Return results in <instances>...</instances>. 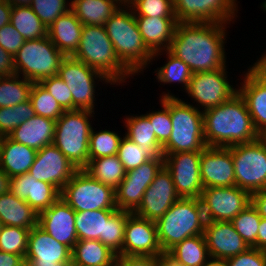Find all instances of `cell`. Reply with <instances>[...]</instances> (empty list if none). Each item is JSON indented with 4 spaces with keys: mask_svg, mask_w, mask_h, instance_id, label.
Segmentation results:
<instances>
[{
    "mask_svg": "<svg viewBox=\"0 0 266 266\" xmlns=\"http://www.w3.org/2000/svg\"><path fill=\"white\" fill-rule=\"evenodd\" d=\"M226 24L178 22L168 50L187 64L192 73L223 68Z\"/></svg>",
    "mask_w": 266,
    "mask_h": 266,
    "instance_id": "1",
    "label": "cell"
},
{
    "mask_svg": "<svg viewBox=\"0 0 266 266\" xmlns=\"http://www.w3.org/2000/svg\"><path fill=\"white\" fill-rule=\"evenodd\" d=\"M202 113L206 146L229 147L258 139L246 103L238 92Z\"/></svg>",
    "mask_w": 266,
    "mask_h": 266,
    "instance_id": "2",
    "label": "cell"
},
{
    "mask_svg": "<svg viewBox=\"0 0 266 266\" xmlns=\"http://www.w3.org/2000/svg\"><path fill=\"white\" fill-rule=\"evenodd\" d=\"M104 27L121 63L133 76L142 73L153 61V53L144 44L132 8L121 5Z\"/></svg>",
    "mask_w": 266,
    "mask_h": 266,
    "instance_id": "3",
    "label": "cell"
},
{
    "mask_svg": "<svg viewBox=\"0 0 266 266\" xmlns=\"http://www.w3.org/2000/svg\"><path fill=\"white\" fill-rule=\"evenodd\" d=\"M205 217L199 198H179L155 221L164 255L185 238L204 234Z\"/></svg>",
    "mask_w": 266,
    "mask_h": 266,
    "instance_id": "4",
    "label": "cell"
},
{
    "mask_svg": "<svg viewBox=\"0 0 266 266\" xmlns=\"http://www.w3.org/2000/svg\"><path fill=\"white\" fill-rule=\"evenodd\" d=\"M72 57L99 71L114 85L133 77L117 57L104 26L83 25L79 48Z\"/></svg>",
    "mask_w": 266,
    "mask_h": 266,
    "instance_id": "5",
    "label": "cell"
},
{
    "mask_svg": "<svg viewBox=\"0 0 266 266\" xmlns=\"http://www.w3.org/2000/svg\"><path fill=\"white\" fill-rule=\"evenodd\" d=\"M160 97H170L172 122V133L167 143L162 147L163 154L201 152L206 147V142L203 113L200 107L186 103L170 92L163 93Z\"/></svg>",
    "mask_w": 266,
    "mask_h": 266,
    "instance_id": "6",
    "label": "cell"
},
{
    "mask_svg": "<svg viewBox=\"0 0 266 266\" xmlns=\"http://www.w3.org/2000/svg\"><path fill=\"white\" fill-rule=\"evenodd\" d=\"M94 114L88 110H68L56 121L53 144L78 170L89 162L90 118Z\"/></svg>",
    "mask_w": 266,
    "mask_h": 266,
    "instance_id": "7",
    "label": "cell"
},
{
    "mask_svg": "<svg viewBox=\"0 0 266 266\" xmlns=\"http://www.w3.org/2000/svg\"><path fill=\"white\" fill-rule=\"evenodd\" d=\"M65 57L48 36L25 40L13 57L15 73L33 83H39L45 78L58 75L60 64Z\"/></svg>",
    "mask_w": 266,
    "mask_h": 266,
    "instance_id": "8",
    "label": "cell"
},
{
    "mask_svg": "<svg viewBox=\"0 0 266 266\" xmlns=\"http://www.w3.org/2000/svg\"><path fill=\"white\" fill-rule=\"evenodd\" d=\"M60 198L75 212L118 210L115 189L91 177L85 170H78L62 188Z\"/></svg>",
    "mask_w": 266,
    "mask_h": 266,
    "instance_id": "9",
    "label": "cell"
},
{
    "mask_svg": "<svg viewBox=\"0 0 266 266\" xmlns=\"http://www.w3.org/2000/svg\"><path fill=\"white\" fill-rule=\"evenodd\" d=\"M235 184L250 194L266 189V146L259 140L232 145Z\"/></svg>",
    "mask_w": 266,
    "mask_h": 266,
    "instance_id": "10",
    "label": "cell"
},
{
    "mask_svg": "<svg viewBox=\"0 0 266 266\" xmlns=\"http://www.w3.org/2000/svg\"><path fill=\"white\" fill-rule=\"evenodd\" d=\"M58 76L67 84L72 93V110L94 112L95 80H103L107 84L114 85L105 75L72 56H66L62 60Z\"/></svg>",
    "mask_w": 266,
    "mask_h": 266,
    "instance_id": "11",
    "label": "cell"
},
{
    "mask_svg": "<svg viewBox=\"0 0 266 266\" xmlns=\"http://www.w3.org/2000/svg\"><path fill=\"white\" fill-rule=\"evenodd\" d=\"M200 199L206 222H231L251 204V194L236 185L204 188Z\"/></svg>",
    "mask_w": 266,
    "mask_h": 266,
    "instance_id": "12",
    "label": "cell"
},
{
    "mask_svg": "<svg viewBox=\"0 0 266 266\" xmlns=\"http://www.w3.org/2000/svg\"><path fill=\"white\" fill-rule=\"evenodd\" d=\"M164 166V157H154L139 167L126 171L122 182L115 189L118 210L134 212L141 204L146 189Z\"/></svg>",
    "mask_w": 266,
    "mask_h": 266,
    "instance_id": "13",
    "label": "cell"
},
{
    "mask_svg": "<svg viewBox=\"0 0 266 266\" xmlns=\"http://www.w3.org/2000/svg\"><path fill=\"white\" fill-rule=\"evenodd\" d=\"M226 68L192 74L186 93L202 106L203 111L228 101L237 93L228 81Z\"/></svg>",
    "mask_w": 266,
    "mask_h": 266,
    "instance_id": "14",
    "label": "cell"
},
{
    "mask_svg": "<svg viewBox=\"0 0 266 266\" xmlns=\"http://www.w3.org/2000/svg\"><path fill=\"white\" fill-rule=\"evenodd\" d=\"M201 152L164 154V166L171 173L180 198H201L204 189L200 176Z\"/></svg>",
    "mask_w": 266,
    "mask_h": 266,
    "instance_id": "15",
    "label": "cell"
},
{
    "mask_svg": "<svg viewBox=\"0 0 266 266\" xmlns=\"http://www.w3.org/2000/svg\"><path fill=\"white\" fill-rule=\"evenodd\" d=\"M178 22L229 23L237 16L236 0H173ZM235 16V17H234Z\"/></svg>",
    "mask_w": 266,
    "mask_h": 266,
    "instance_id": "16",
    "label": "cell"
},
{
    "mask_svg": "<svg viewBox=\"0 0 266 266\" xmlns=\"http://www.w3.org/2000/svg\"><path fill=\"white\" fill-rule=\"evenodd\" d=\"M77 171L70 160L52 143L37 150L28 173L36 180L54 185L61 192Z\"/></svg>",
    "mask_w": 266,
    "mask_h": 266,
    "instance_id": "17",
    "label": "cell"
},
{
    "mask_svg": "<svg viewBox=\"0 0 266 266\" xmlns=\"http://www.w3.org/2000/svg\"><path fill=\"white\" fill-rule=\"evenodd\" d=\"M171 173L163 166L146 189L135 215L156 221L179 199Z\"/></svg>",
    "mask_w": 266,
    "mask_h": 266,
    "instance_id": "18",
    "label": "cell"
},
{
    "mask_svg": "<svg viewBox=\"0 0 266 266\" xmlns=\"http://www.w3.org/2000/svg\"><path fill=\"white\" fill-rule=\"evenodd\" d=\"M122 255L165 256L160 246L155 221L127 216Z\"/></svg>",
    "mask_w": 266,
    "mask_h": 266,
    "instance_id": "19",
    "label": "cell"
},
{
    "mask_svg": "<svg viewBox=\"0 0 266 266\" xmlns=\"http://www.w3.org/2000/svg\"><path fill=\"white\" fill-rule=\"evenodd\" d=\"M200 176L204 188L235 186L232 146H206L200 155Z\"/></svg>",
    "mask_w": 266,
    "mask_h": 266,
    "instance_id": "20",
    "label": "cell"
},
{
    "mask_svg": "<svg viewBox=\"0 0 266 266\" xmlns=\"http://www.w3.org/2000/svg\"><path fill=\"white\" fill-rule=\"evenodd\" d=\"M71 251L37 225L28 235L25 262L30 266H54L56 263L70 260Z\"/></svg>",
    "mask_w": 266,
    "mask_h": 266,
    "instance_id": "21",
    "label": "cell"
},
{
    "mask_svg": "<svg viewBox=\"0 0 266 266\" xmlns=\"http://www.w3.org/2000/svg\"><path fill=\"white\" fill-rule=\"evenodd\" d=\"M75 211L61 198L38 214V225L71 250L78 241Z\"/></svg>",
    "mask_w": 266,
    "mask_h": 266,
    "instance_id": "22",
    "label": "cell"
},
{
    "mask_svg": "<svg viewBox=\"0 0 266 266\" xmlns=\"http://www.w3.org/2000/svg\"><path fill=\"white\" fill-rule=\"evenodd\" d=\"M204 236L209 255L213 258L226 260L240 253H244L250 248L235 230L232 222H206Z\"/></svg>",
    "mask_w": 266,
    "mask_h": 266,
    "instance_id": "23",
    "label": "cell"
},
{
    "mask_svg": "<svg viewBox=\"0 0 266 266\" xmlns=\"http://www.w3.org/2000/svg\"><path fill=\"white\" fill-rule=\"evenodd\" d=\"M9 192L25 200L37 214L48 209L61 194L54 185L36 180L29 173L11 177Z\"/></svg>",
    "mask_w": 266,
    "mask_h": 266,
    "instance_id": "24",
    "label": "cell"
},
{
    "mask_svg": "<svg viewBox=\"0 0 266 266\" xmlns=\"http://www.w3.org/2000/svg\"><path fill=\"white\" fill-rule=\"evenodd\" d=\"M144 44L153 53V59L168 50L178 24L176 17L135 16Z\"/></svg>",
    "mask_w": 266,
    "mask_h": 266,
    "instance_id": "25",
    "label": "cell"
},
{
    "mask_svg": "<svg viewBox=\"0 0 266 266\" xmlns=\"http://www.w3.org/2000/svg\"><path fill=\"white\" fill-rule=\"evenodd\" d=\"M244 75L237 92L244 99L251 115L254 128L259 133L266 127V79L259 76L250 67Z\"/></svg>",
    "mask_w": 266,
    "mask_h": 266,
    "instance_id": "26",
    "label": "cell"
},
{
    "mask_svg": "<svg viewBox=\"0 0 266 266\" xmlns=\"http://www.w3.org/2000/svg\"><path fill=\"white\" fill-rule=\"evenodd\" d=\"M83 24L69 10L60 15L49 27L47 36L65 56H72L79 48Z\"/></svg>",
    "mask_w": 266,
    "mask_h": 266,
    "instance_id": "27",
    "label": "cell"
},
{
    "mask_svg": "<svg viewBox=\"0 0 266 266\" xmlns=\"http://www.w3.org/2000/svg\"><path fill=\"white\" fill-rule=\"evenodd\" d=\"M56 121L34 115L9 135L15 142L40 150L54 140Z\"/></svg>",
    "mask_w": 266,
    "mask_h": 266,
    "instance_id": "28",
    "label": "cell"
},
{
    "mask_svg": "<svg viewBox=\"0 0 266 266\" xmlns=\"http://www.w3.org/2000/svg\"><path fill=\"white\" fill-rule=\"evenodd\" d=\"M37 150L5 136L0 150V168L11 178L28 173Z\"/></svg>",
    "mask_w": 266,
    "mask_h": 266,
    "instance_id": "29",
    "label": "cell"
},
{
    "mask_svg": "<svg viewBox=\"0 0 266 266\" xmlns=\"http://www.w3.org/2000/svg\"><path fill=\"white\" fill-rule=\"evenodd\" d=\"M209 258L204 234L185 238L165 254V259L174 266H203Z\"/></svg>",
    "mask_w": 266,
    "mask_h": 266,
    "instance_id": "30",
    "label": "cell"
},
{
    "mask_svg": "<svg viewBox=\"0 0 266 266\" xmlns=\"http://www.w3.org/2000/svg\"><path fill=\"white\" fill-rule=\"evenodd\" d=\"M0 219L5 226L32 229L38 225L36 211L10 192L0 195Z\"/></svg>",
    "mask_w": 266,
    "mask_h": 266,
    "instance_id": "31",
    "label": "cell"
},
{
    "mask_svg": "<svg viewBox=\"0 0 266 266\" xmlns=\"http://www.w3.org/2000/svg\"><path fill=\"white\" fill-rule=\"evenodd\" d=\"M70 10L83 25L104 26L123 5L119 0H70Z\"/></svg>",
    "mask_w": 266,
    "mask_h": 266,
    "instance_id": "32",
    "label": "cell"
},
{
    "mask_svg": "<svg viewBox=\"0 0 266 266\" xmlns=\"http://www.w3.org/2000/svg\"><path fill=\"white\" fill-rule=\"evenodd\" d=\"M71 258L74 264L82 266H114L116 254L99 240H78Z\"/></svg>",
    "mask_w": 266,
    "mask_h": 266,
    "instance_id": "33",
    "label": "cell"
},
{
    "mask_svg": "<svg viewBox=\"0 0 266 266\" xmlns=\"http://www.w3.org/2000/svg\"><path fill=\"white\" fill-rule=\"evenodd\" d=\"M125 136L135 142L141 149L150 151L155 157H164L162 146L159 144L150 120L143 115L126 116Z\"/></svg>",
    "mask_w": 266,
    "mask_h": 266,
    "instance_id": "34",
    "label": "cell"
},
{
    "mask_svg": "<svg viewBox=\"0 0 266 266\" xmlns=\"http://www.w3.org/2000/svg\"><path fill=\"white\" fill-rule=\"evenodd\" d=\"M117 210H88L75 213L78 240H99L105 237L106 221Z\"/></svg>",
    "mask_w": 266,
    "mask_h": 266,
    "instance_id": "35",
    "label": "cell"
},
{
    "mask_svg": "<svg viewBox=\"0 0 266 266\" xmlns=\"http://www.w3.org/2000/svg\"><path fill=\"white\" fill-rule=\"evenodd\" d=\"M99 182L116 189L126 175L124 165L117 155L91 159L83 169Z\"/></svg>",
    "mask_w": 266,
    "mask_h": 266,
    "instance_id": "36",
    "label": "cell"
},
{
    "mask_svg": "<svg viewBox=\"0 0 266 266\" xmlns=\"http://www.w3.org/2000/svg\"><path fill=\"white\" fill-rule=\"evenodd\" d=\"M10 23L22 35L24 40L47 36V26L41 22L30 6L12 7Z\"/></svg>",
    "mask_w": 266,
    "mask_h": 266,
    "instance_id": "37",
    "label": "cell"
},
{
    "mask_svg": "<svg viewBox=\"0 0 266 266\" xmlns=\"http://www.w3.org/2000/svg\"><path fill=\"white\" fill-rule=\"evenodd\" d=\"M32 85L33 82L17 74L0 77V108L29 100Z\"/></svg>",
    "mask_w": 266,
    "mask_h": 266,
    "instance_id": "38",
    "label": "cell"
},
{
    "mask_svg": "<svg viewBox=\"0 0 266 266\" xmlns=\"http://www.w3.org/2000/svg\"><path fill=\"white\" fill-rule=\"evenodd\" d=\"M165 52L168 57L167 63L155 71L158 82H162L164 85L178 82L183 84L184 90L187 91L193 74L192 71L187 64L173 55L169 50H165Z\"/></svg>",
    "mask_w": 266,
    "mask_h": 266,
    "instance_id": "39",
    "label": "cell"
},
{
    "mask_svg": "<svg viewBox=\"0 0 266 266\" xmlns=\"http://www.w3.org/2000/svg\"><path fill=\"white\" fill-rule=\"evenodd\" d=\"M29 100L32 103L35 115L57 121L65 112L57 100L40 83H33Z\"/></svg>",
    "mask_w": 266,
    "mask_h": 266,
    "instance_id": "40",
    "label": "cell"
},
{
    "mask_svg": "<svg viewBox=\"0 0 266 266\" xmlns=\"http://www.w3.org/2000/svg\"><path fill=\"white\" fill-rule=\"evenodd\" d=\"M122 138L115 131L92 128L89 138V160L117 155Z\"/></svg>",
    "mask_w": 266,
    "mask_h": 266,
    "instance_id": "41",
    "label": "cell"
},
{
    "mask_svg": "<svg viewBox=\"0 0 266 266\" xmlns=\"http://www.w3.org/2000/svg\"><path fill=\"white\" fill-rule=\"evenodd\" d=\"M130 213L126 210H117L106 221L105 237H100V241L116 255H122L127 216Z\"/></svg>",
    "mask_w": 266,
    "mask_h": 266,
    "instance_id": "42",
    "label": "cell"
},
{
    "mask_svg": "<svg viewBox=\"0 0 266 266\" xmlns=\"http://www.w3.org/2000/svg\"><path fill=\"white\" fill-rule=\"evenodd\" d=\"M231 222L249 247L257 249V233L261 217L252 203L234 217Z\"/></svg>",
    "mask_w": 266,
    "mask_h": 266,
    "instance_id": "43",
    "label": "cell"
},
{
    "mask_svg": "<svg viewBox=\"0 0 266 266\" xmlns=\"http://www.w3.org/2000/svg\"><path fill=\"white\" fill-rule=\"evenodd\" d=\"M35 115L30 100L12 107L0 108V135L9 136L15 128Z\"/></svg>",
    "mask_w": 266,
    "mask_h": 266,
    "instance_id": "44",
    "label": "cell"
},
{
    "mask_svg": "<svg viewBox=\"0 0 266 266\" xmlns=\"http://www.w3.org/2000/svg\"><path fill=\"white\" fill-rule=\"evenodd\" d=\"M31 229L4 226L0 233V251L20 255L25 259Z\"/></svg>",
    "mask_w": 266,
    "mask_h": 266,
    "instance_id": "45",
    "label": "cell"
},
{
    "mask_svg": "<svg viewBox=\"0 0 266 266\" xmlns=\"http://www.w3.org/2000/svg\"><path fill=\"white\" fill-rule=\"evenodd\" d=\"M160 100L162 110L152 111L144 115L150 120L156 138L163 147L171 136L172 122L170 117V97H164Z\"/></svg>",
    "mask_w": 266,
    "mask_h": 266,
    "instance_id": "46",
    "label": "cell"
},
{
    "mask_svg": "<svg viewBox=\"0 0 266 266\" xmlns=\"http://www.w3.org/2000/svg\"><path fill=\"white\" fill-rule=\"evenodd\" d=\"M117 156L126 171L133 170L155 156L146 149H141L135 142L126 136L120 142Z\"/></svg>",
    "mask_w": 266,
    "mask_h": 266,
    "instance_id": "47",
    "label": "cell"
},
{
    "mask_svg": "<svg viewBox=\"0 0 266 266\" xmlns=\"http://www.w3.org/2000/svg\"><path fill=\"white\" fill-rule=\"evenodd\" d=\"M128 5L135 16L176 17L173 0H131Z\"/></svg>",
    "mask_w": 266,
    "mask_h": 266,
    "instance_id": "48",
    "label": "cell"
},
{
    "mask_svg": "<svg viewBox=\"0 0 266 266\" xmlns=\"http://www.w3.org/2000/svg\"><path fill=\"white\" fill-rule=\"evenodd\" d=\"M67 0H32L30 7L40 18L41 22L49 27L60 15L70 10L71 3Z\"/></svg>",
    "mask_w": 266,
    "mask_h": 266,
    "instance_id": "49",
    "label": "cell"
},
{
    "mask_svg": "<svg viewBox=\"0 0 266 266\" xmlns=\"http://www.w3.org/2000/svg\"><path fill=\"white\" fill-rule=\"evenodd\" d=\"M39 83L57 100L65 111L72 110V93L67 84L58 75L45 78Z\"/></svg>",
    "mask_w": 266,
    "mask_h": 266,
    "instance_id": "50",
    "label": "cell"
},
{
    "mask_svg": "<svg viewBox=\"0 0 266 266\" xmlns=\"http://www.w3.org/2000/svg\"><path fill=\"white\" fill-rule=\"evenodd\" d=\"M227 266H266V251L250 247L246 252L226 259Z\"/></svg>",
    "mask_w": 266,
    "mask_h": 266,
    "instance_id": "51",
    "label": "cell"
},
{
    "mask_svg": "<svg viewBox=\"0 0 266 266\" xmlns=\"http://www.w3.org/2000/svg\"><path fill=\"white\" fill-rule=\"evenodd\" d=\"M24 42L22 35L10 22L0 28V46L13 57Z\"/></svg>",
    "mask_w": 266,
    "mask_h": 266,
    "instance_id": "52",
    "label": "cell"
},
{
    "mask_svg": "<svg viewBox=\"0 0 266 266\" xmlns=\"http://www.w3.org/2000/svg\"><path fill=\"white\" fill-rule=\"evenodd\" d=\"M165 256L116 255L114 266H160Z\"/></svg>",
    "mask_w": 266,
    "mask_h": 266,
    "instance_id": "53",
    "label": "cell"
},
{
    "mask_svg": "<svg viewBox=\"0 0 266 266\" xmlns=\"http://www.w3.org/2000/svg\"><path fill=\"white\" fill-rule=\"evenodd\" d=\"M14 58L0 46V77L15 75Z\"/></svg>",
    "mask_w": 266,
    "mask_h": 266,
    "instance_id": "54",
    "label": "cell"
},
{
    "mask_svg": "<svg viewBox=\"0 0 266 266\" xmlns=\"http://www.w3.org/2000/svg\"><path fill=\"white\" fill-rule=\"evenodd\" d=\"M251 203L257 209L260 217L266 218V189L252 193Z\"/></svg>",
    "mask_w": 266,
    "mask_h": 266,
    "instance_id": "55",
    "label": "cell"
},
{
    "mask_svg": "<svg viewBox=\"0 0 266 266\" xmlns=\"http://www.w3.org/2000/svg\"><path fill=\"white\" fill-rule=\"evenodd\" d=\"M24 263L22 256L0 251V266H21Z\"/></svg>",
    "mask_w": 266,
    "mask_h": 266,
    "instance_id": "56",
    "label": "cell"
},
{
    "mask_svg": "<svg viewBox=\"0 0 266 266\" xmlns=\"http://www.w3.org/2000/svg\"><path fill=\"white\" fill-rule=\"evenodd\" d=\"M12 6L5 0H0V28L10 22Z\"/></svg>",
    "mask_w": 266,
    "mask_h": 266,
    "instance_id": "57",
    "label": "cell"
},
{
    "mask_svg": "<svg viewBox=\"0 0 266 266\" xmlns=\"http://www.w3.org/2000/svg\"><path fill=\"white\" fill-rule=\"evenodd\" d=\"M257 249L266 251V218L262 217L257 233Z\"/></svg>",
    "mask_w": 266,
    "mask_h": 266,
    "instance_id": "58",
    "label": "cell"
},
{
    "mask_svg": "<svg viewBox=\"0 0 266 266\" xmlns=\"http://www.w3.org/2000/svg\"><path fill=\"white\" fill-rule=\"evenodd\" d=\"M250 68L259 76L266 79V53H264Z\"/></svg>",
    "mask_w": 266,
    "mask_h": 266,
    "instance_id": "59",
    "label": "cell"
},
{
    "mask_svg": "<svg viewBox=\"0 0 266 266\" xmlns=\"http://www.w3.org/2000/svg\"><path fill=\"white\" fill-rule=\"evenodd\" d=\"M10 177L0 168V195L9 192Z\"/></svg>",
    "mask_w": 266,
    "mask_h": 266,
    "instance_id": "60",
    "label": "cell"
},
{
    "mask_svg": "<svg viewBox=\"0 0 266 266\" xmlns=\"http://www.w3.org/2000/svg\"><path fill=\"white\" fill-rule=\"evenodd\" d=\"M203 266H227L226 260L210 257Z\"/></svg>",
    "mask_w": 266,
    "mask_h": 266,
    "instance_id": "61",
    "label": "cell"
},
{
    "mask_svg": "<svg viewBox=\"0 0 266 266\" xmlns=\"http://www.w3.org/2000/svg\"><path fill=\"white\" fill-rule=\"evenodd\" d=\"M7 1L12 7L14 6H30L32 0H5Z\"/></svg>",
    "mask_w": 266,
    "mask_h": 266,
    "instance_id": "62",
    "label": "cell"
},
{
    "mask_svg": "<svg viewBox=\"0 0 266 266\" xmlns=\"http://www.w3.org/2000/svg\"><path fill=\"white\" fill-rule=\"evenodd\" d=\"M258 139L266 146V127L258 133Z\"/></svg>",
    "mask_w": 266,
    "mask_h": 266,
    "instance_id": "63",
    "label": "cell"
},
{
    "mask_svg": "<svg viewBox=\"0 0 266 266\" xmlns=\"http://www.w3.org/2000/svg\"><path fill=\"white\" fill-rule=\"evenodd\" d=\"M54 266H75V264L73 263L72 258H71L70 260L56 263Z\"/></svg>",
    "mask_w": 266,
    "mask_h": 266,
    "instance_id": "64",
    "label": "cell"
},
{
    "mask_svg": "<svg viewBox=\"0 0 266 266\" xmlns=\"http://www.w3.org/2000/svg\"><path fill=\"white\" fill-rule=\"evenodd\" d=\"M160 266H174L171 263H169L166 259Z\"/></svg>",
    "mask_w": 266,
    "mask_h": 266,
    "instance_id": "65",
    "label": "cell"
},
{
    "mask_svg": "<svg viewBox=\"0 0 266 266\" xmlns=\"http://www.w3.org/2000/svg\"><path fill=\"white\" fill-rule=\"evenodd\" d=\"M122 4H128L131 0H119Z\"/></svg>",
    "mask_w": 266,
    "mask_h": 266,
    "instance_id": "66",
    "label": "cell"
},
{
    "mask_svg": "<svg viewBox=\"0 0 266 266\" xmlns=\"http://www.w3.org/2000/svg\"><path fill=\"white\" fill-rule=\"evenodd\" d=\"M5 225L2 223V220L0 219V233Z\"/></svg>",
    "mask_w": 266,
    "mask_h": 266,
    "instance_id": "67",
    "label": "cell"
},
{
    "mask_svg": "<svg viewBox=\"0 0 266 266\" xmlns=\"http://www.w3.org/2000/svg\"><path fill=\"white\" fill-rule=\"evenodd\" d=\"M3 139H4V136L0 135V150H1V145H2Z\"/></svg>",
    "mask_w": 266,
    "mask_h": 266,
    "instance_id": "68",
    "label": "cell"
},
{
    "mask_svg": "<svg viewBox=\"0 0 266 266\" xmlns=\"http://www.w3.org/2000/svg\"><path fill=\"white\" fill-rule=\"evenodd\" d=\"M21 266H30L28 263H24V264H22Z\"/></svg>",
    "mask_w": 266,
    "mask_h": 266,
    "instance_id": "69",
    "label": "cell"
}]
</instances>
